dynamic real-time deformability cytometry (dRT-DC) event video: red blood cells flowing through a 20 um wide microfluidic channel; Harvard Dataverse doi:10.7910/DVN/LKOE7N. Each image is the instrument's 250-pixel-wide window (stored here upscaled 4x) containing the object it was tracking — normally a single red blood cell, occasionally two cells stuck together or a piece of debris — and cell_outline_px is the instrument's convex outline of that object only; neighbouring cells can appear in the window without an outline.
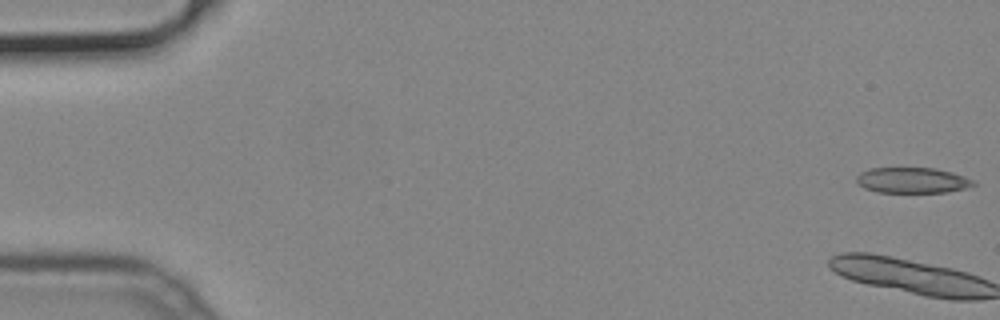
{"species": "common noctule bat (a hibernating species)", "species_latin": "Nyctalus noctula", "temperature_condition": "cold", "stored_images_in_passage": 14, "camera_frame_rate_fps": 3000, "um_per_image_px": 0.085, "animal": {"sex": "male", "body_mass_g": 19.2, "forearm_length_mm": 51.8}, "frame": {"image": 1, "passage_image": 1, "time_ms": 0.0, "image_size_px": [1000, 320], "cell_outline_px": [[976, 184], [964, 188], [948, 192], [876, 192], [864, 188], [856, 180], [856, 176], [860, 172], [872, 168], [936, 168], [952, 172], [976, 180]], "centroid_in_image_um": [77.56, 15.32], "position_along_channel_um": 7.4, "area_um2": 17.46}}